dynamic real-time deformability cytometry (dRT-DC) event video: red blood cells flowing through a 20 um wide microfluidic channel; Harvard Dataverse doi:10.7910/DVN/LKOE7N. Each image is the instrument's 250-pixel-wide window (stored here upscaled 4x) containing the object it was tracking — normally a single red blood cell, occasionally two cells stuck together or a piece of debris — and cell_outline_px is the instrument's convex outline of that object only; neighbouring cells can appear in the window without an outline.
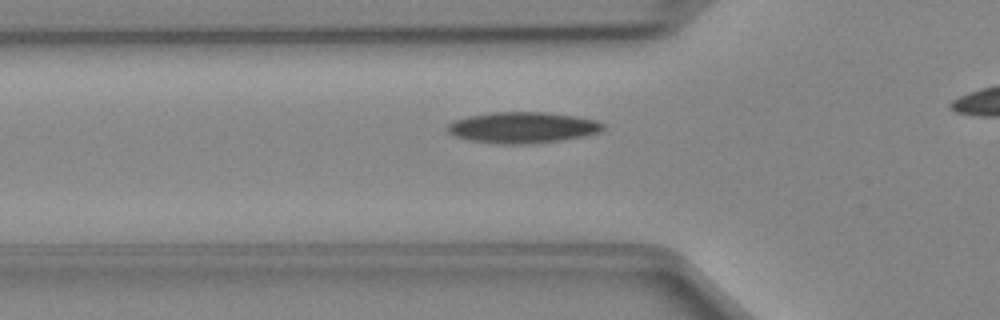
{"species": "Egyptian fruit bat (a non-hibernating species)", "species_latin": "Rousettus aegyptiacus", "temperature_condition": "cold", "stored_images_in_passage": 33, "camera_frame_rate_fps": 3000, "um_per_image_px": 0.085, "animal": {"sex": "female"}, "frame": {"image": 1, "passage_image": 10, "time_ms": 3.0, "image_size_px": [1000, 320], "cell_outline_px": [[604, 128], [600, 132], [584, 136], [560, 140], [532, 144], [496, 144], [468, 140], [456, 136], [448, 132], [448, 124], [456, 120], [468, 116], [492, 112], [544, 112], [576, 116], [596, 120], [604, 124]], "centroid_in_image_um": [44.44, 10.84], "position_along_channel_um": 81.4, "area_um2": 28.21}}
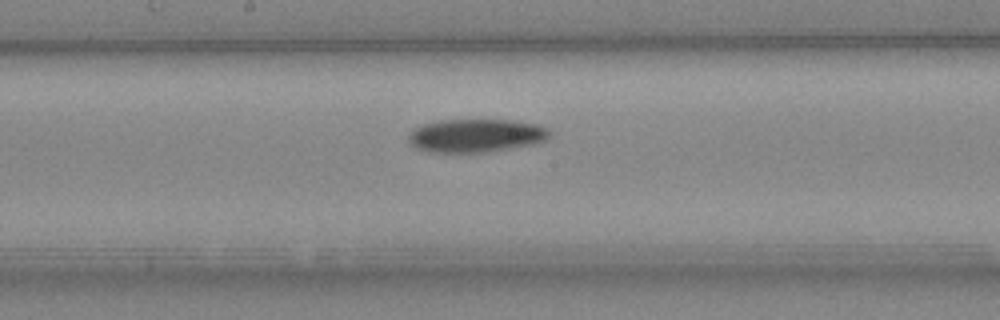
{"frame": {"image": 2, "passage_image": 19, "time_ms": 6.0, "image_size_px": [1000, 320], "cell_outline_px": [[548, 136], [544, 140], [532, 144], [484, 152], [428, 152], [416, 148], [408, 144], [408, 132], [412, 128], [424, 124], [440, 120], [508, 120], [536, 124], [548, 128]], "centroid_in_image_um": [40.35, 11.52], "position_along_channel_um": 207.9, "area_um2": 27.22}}
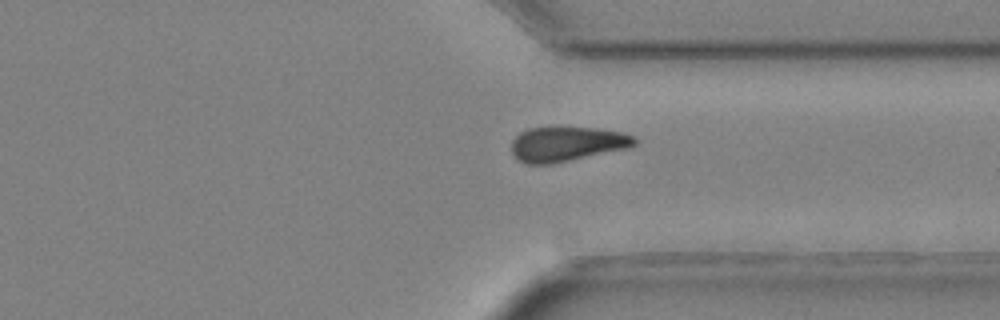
{"frame": {"image": 3, "passage_image": 30, "time_ms": 9.667, "image_size_px": [1000, 320], "cell_outline_px": [[636, 144], [628, 148], [552, 164], [524, 164], [512, 152], [512, 140], [520, 132], [528, 128], [596, 128], [620, 132], [636, 136]], "centroid_in_image_um": [48.19, 12.25], "position_along_channel_um": 363.2, "area_um2": 24.68}}